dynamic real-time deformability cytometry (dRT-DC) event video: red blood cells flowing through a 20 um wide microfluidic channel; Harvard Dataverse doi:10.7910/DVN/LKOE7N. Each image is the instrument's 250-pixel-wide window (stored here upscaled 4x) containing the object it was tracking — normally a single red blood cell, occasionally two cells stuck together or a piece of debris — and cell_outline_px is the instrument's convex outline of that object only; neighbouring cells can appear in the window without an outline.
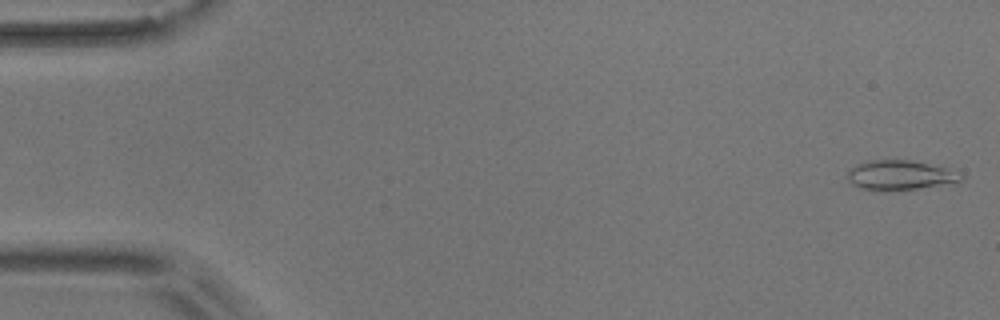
{"species": "common noctule bat (a hibernating species)", "species_latin": "Nyctalus noctula", "temperature_condition": "room temperature", "stored_images_in_passage": 54, "camera_frame_rate_fps": 3000, "um_per_image_px": 0.085, "animal": {"sex": "male", "body_mass_g": 17.9}, "frame": {"image": 1, "passage_image": 1, "time_ms": 0.0, "image_size_px": [1000, 320], "cell_outline_px": [[964, 176], [960, 180], [916, 188], [860, 188], [852, 184], [844, 176], [848, 168], [868, 160], [908, 160], [928, 164], [944, 168]], "centroid_in_image_um": [76.36, 14.84], "position_along_channel_um": 8.6, "area_um2": 18.5}}
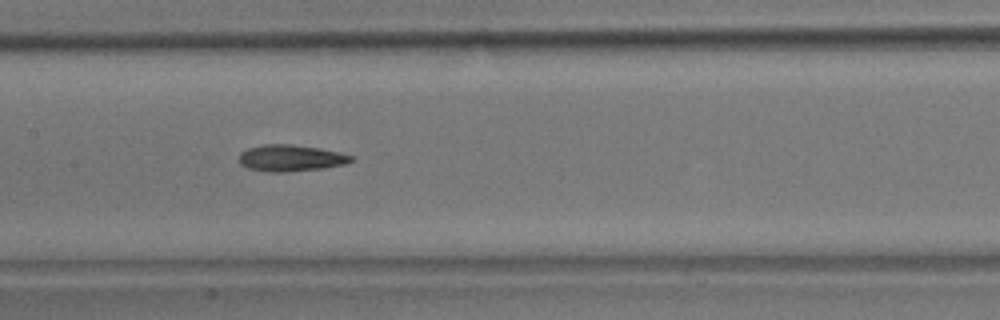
{"frame": {"image": 2, "passage_image": 26, "time_ms": 8.333, "image_size_px": [1000, 320], "cell_outline_px": [[356, 160], [344, 164], [324, 168], [284, 172], [268, 172], [248, 168], [240, 164], [240, 152], [248, 148], [264, 144], [292, 144], [320, 148], [340, 152], [356, 156]], "centroid_in_image_um": [24.76, 13.43], "position_along_channel_um": 182.6, "area_um2": 17.51}}
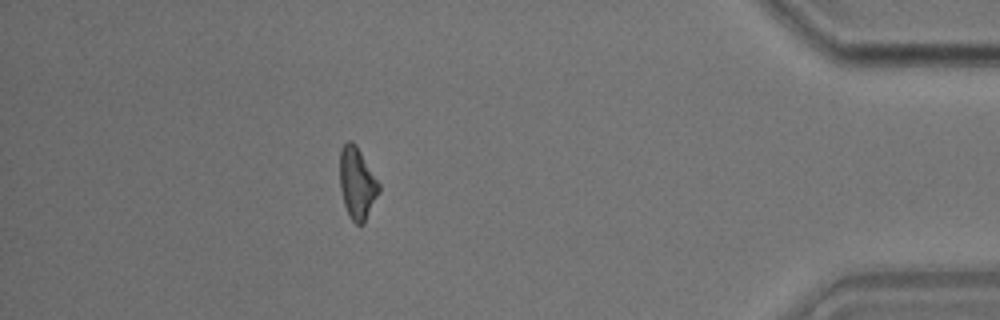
{"frame": {"image": 3, "passage_image": 48, "time_ms": 15.667, "image_size_px": [1000, 320], "cell_outline_px": [[380, 192], [364, 224], [356, 224], [348, 216], [344, 204], [340, 188], [340, 148], [348, 140], [352, 140], [356, 144], [380, 184]], "centroid_in_image_um": [30.36, 15.58], "position_along_channel_um": 404.8, "area_um2": 16.53}, "authors_computed_cell_mechanics": {"area_um2": 16.9354, "velocity_mm_per_s": 3.6591, "shape_relaxation_time_tau1_ms": 6.8316, "shape_relaxation_time_tau2_ms": 7.7475, "deformation_change_tau1": 0.1487, "deformation_change_tau2": 0.1919}}